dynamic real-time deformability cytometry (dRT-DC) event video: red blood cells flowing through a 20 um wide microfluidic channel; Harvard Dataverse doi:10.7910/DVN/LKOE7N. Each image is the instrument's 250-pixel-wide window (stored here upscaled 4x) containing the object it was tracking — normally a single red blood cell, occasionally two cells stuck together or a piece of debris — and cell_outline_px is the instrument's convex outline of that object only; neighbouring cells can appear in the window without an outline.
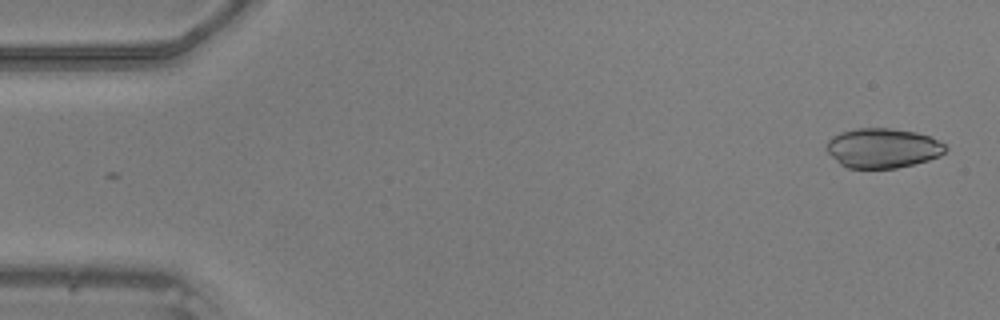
{"species": "common noctule bat (a hibernating species)", "species_latin": "Nyctalus noctula", "temperature_condition": "warm", "stored_images_in_passage": 12, "camera_frame_rate_fps": 3000, "um_per_image_px": 0.085, "animal": {"sex": "male", "body_mass_g": 20.5, "forearm_length_mm": 52.5}, "frame": {"image": 1, "passage_image": 1, "time_ms": 0.0, "image_size_px": [1000, 320], "cell_outline_px": [[948, 148], [940, 156], [928, 160], [896, 168], [848, 168], [840, 164], [828, 152], [828, 140], [832, 136], [840, 132], [856, 128], [892, 128], [916, 132], [928, 136], [944, 144]], "centroid_in_image_um": [75.03, 12.58], "position_along_channel_um": 10.0, "area_um2": 27.34}}